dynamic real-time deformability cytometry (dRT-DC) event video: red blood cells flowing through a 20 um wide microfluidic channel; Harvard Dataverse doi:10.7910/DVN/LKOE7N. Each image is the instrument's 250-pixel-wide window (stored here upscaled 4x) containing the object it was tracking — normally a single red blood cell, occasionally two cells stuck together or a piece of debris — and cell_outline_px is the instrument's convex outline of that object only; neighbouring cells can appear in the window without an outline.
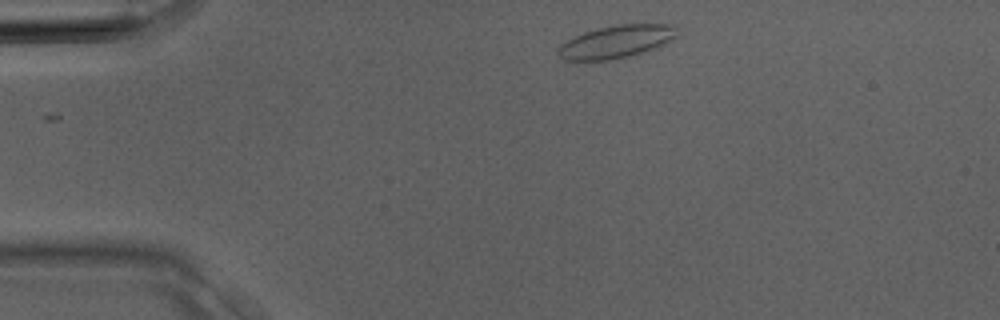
{"species": "Egyptian fruit bat (a non-hibernating species)", "species_latin": "Rousettus aegyptiacus", "temperature_condition": "room temperature", "stored_images_in_passage": 3, "camera_frame_rate_fps": 3000, "um_per_image_px": 0.085, "animal": {"sex": "male"}, "frame": {"image": 1, "passage_image": 1, "time_ms": 0.0, "image_size_px": [1000, 320], "cell_outline_px": [[676, 36], [652, 48], [632, 56], [608, 60], [564, 60], [556, 56], [556, 52], [560, 44], [584, 32], [600, 28], [620, 24], [676, 24]], "centroid_in_image_um": [52.32, 3.55], "position_along_channel_um": 32.7, "area_um2": 22.37}}